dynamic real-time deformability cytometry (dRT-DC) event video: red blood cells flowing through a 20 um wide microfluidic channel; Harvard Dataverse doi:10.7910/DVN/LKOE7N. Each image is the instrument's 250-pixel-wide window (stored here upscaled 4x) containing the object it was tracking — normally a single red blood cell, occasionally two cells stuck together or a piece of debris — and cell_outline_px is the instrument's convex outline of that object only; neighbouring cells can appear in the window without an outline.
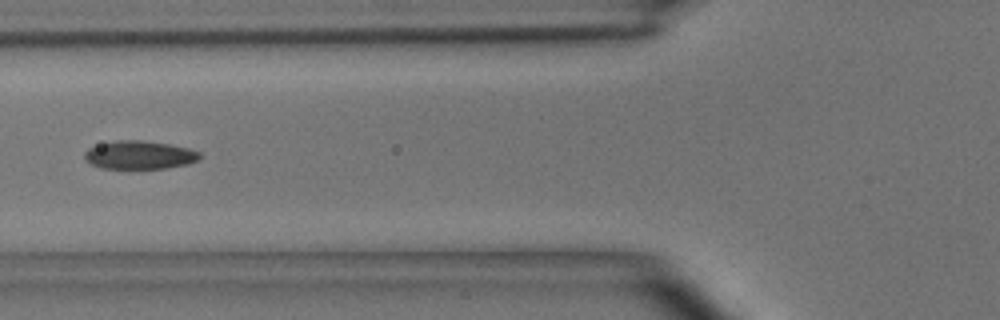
{"species": "common noctule bat (a hibernating species)", "species_latin": "Nyctalus noctula", "temperature_condition": "room temperature", "stored_images_in_passage": 4, "camera_frame_rate_fps": 3000, "um_per_image_px": 0.085, "animal": {"sex": "male", "body_mass_g": 15.6}, "frame": {"image": 1, "passage_image": 4, "time_ms": 3.667, "image_size_px": [1000, 320], "cell_outline_px": [[204, 156], [200, 160], [188, 164], [164, 168], [100, 168], [84, 160], [84, 152], [88, 148], [100, 144], [116, 140], [140, 140], [168, 144], [188, 148], [200, 152]], "centroid_in_image_um": [11.88, 13.17], "position_along_channel_um": 113.9, "area_um2": 19.07}}